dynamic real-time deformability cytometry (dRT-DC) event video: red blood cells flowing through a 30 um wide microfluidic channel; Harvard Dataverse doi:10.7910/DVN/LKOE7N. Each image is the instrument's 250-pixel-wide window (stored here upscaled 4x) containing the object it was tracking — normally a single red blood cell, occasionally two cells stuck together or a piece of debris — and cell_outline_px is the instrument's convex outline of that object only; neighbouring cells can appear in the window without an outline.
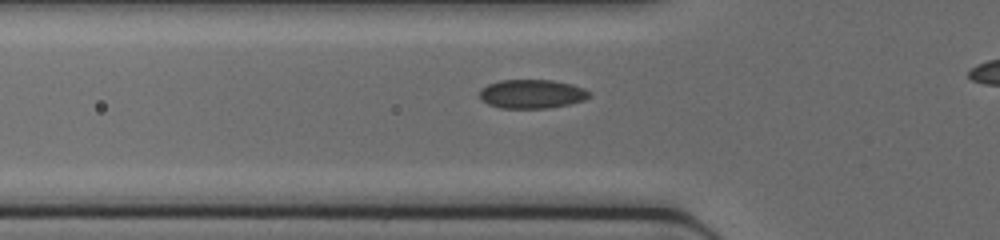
{"species": "common noctule bat (a hibernating species)", "species_latin": "Nyctalus noctula", "temperature_condition": "cold", "stored_images_in_passage": 28, "camera_frame_rate_fps": 3000, "um_per_image_px": 0.085, "animal": {"sex": "female", "body_mass_g": 17.0, "forearm_length_mm": 48.0}, "frame": {"image": 1, "passage_image": 6, "time_ms": 1.667, "image_size_px": [1000, 240], "cell_outline_px": [[592, 92], [584, 100], [568, 104], [548, 108], [500, 108], [488, 104], [480, 100], [480, 88], [488, 84], [500, 80], [552, 80], [572, 84], [584, 88]], "centroid_in_image_um": [45.19, 7.98], "position_along_channel_um": 80.6, "area_um2": 18.55}}
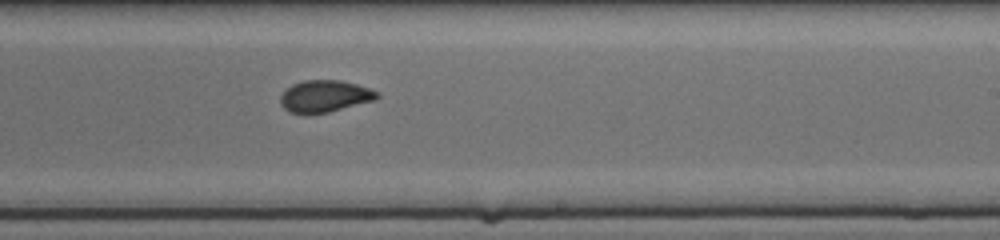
{"frame": {"image": 2, "passage_image": 18, "time_ms": 5.667, "image_size_px": [1000, 240], "cell_outline_px": [[380, 96], [376, 100], [328, 112], [288, 112], [280, 104], [280, 96], [292, 84], [304, 80], [340, 80], [356, 84], [380, 92]], "centroid_in_image_um": [27.64, 8.16], "position_along_channel_um": 261.4, "area_um2": 17.74}}
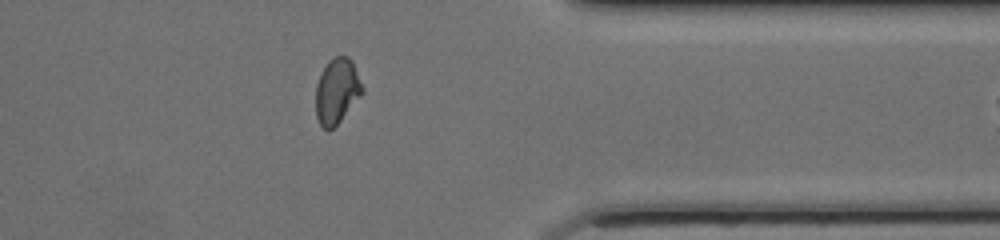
{"frame": {"image": 3, "passage_image": 27, "time_ms": 8.667, "image_size_px": [1000, 240], "cell_outline_px": [[364, 92], [340, 120], [328, 132], [320, 124], [316, 116], [316, 84], [320, 72], [328, 60], [336, 56], [348, 56], [352, 60], [364, 88]], "centroid_in_image_um": [28.63, 7.71], "position_along_channel_um": 382.8, "area_um2": 17.8}}